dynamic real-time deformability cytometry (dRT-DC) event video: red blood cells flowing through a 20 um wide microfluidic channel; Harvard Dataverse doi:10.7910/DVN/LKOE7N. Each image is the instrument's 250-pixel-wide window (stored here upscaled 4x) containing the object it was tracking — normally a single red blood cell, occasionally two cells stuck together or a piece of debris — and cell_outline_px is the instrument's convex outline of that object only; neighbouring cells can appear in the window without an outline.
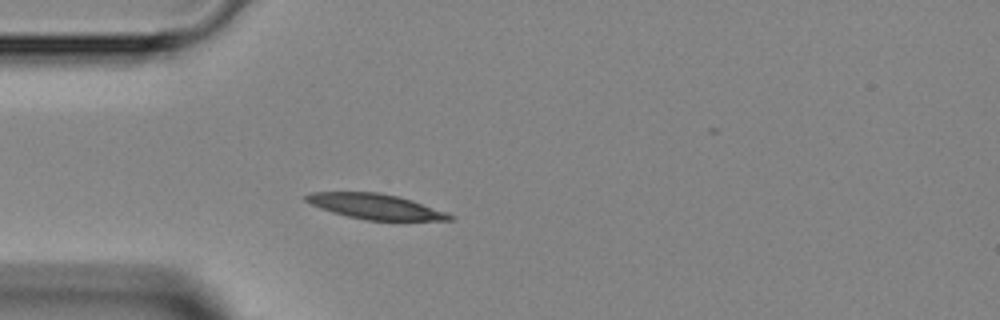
{"species": "Egyptian fruit bat (a non-hibernating species)", "species_latin": "Rousettus aegyptiacus", "temperature_condition": "room temperature", "stored_images_in_passage": 3, "camera_frame_rate_fps": 3000, "um_per_image_px": 0.085, "animal": {"sex": "female"}, "frame": {"image": 1, "passage_image": 3, "time_ms": 3.333, "image_size_px": [1000, 320], "cell_outline_px": [[456, 216], [452, 220], [364, 220], [332, 212], [320, 208], [304, 200], [304, 196], [308, 192], [376, 192], [400, 196], [412, 200]], "centroid_in_image_um": [31.89, 17.54], "position_along_channel_um": 53.1, "area_um2": 21.04}}